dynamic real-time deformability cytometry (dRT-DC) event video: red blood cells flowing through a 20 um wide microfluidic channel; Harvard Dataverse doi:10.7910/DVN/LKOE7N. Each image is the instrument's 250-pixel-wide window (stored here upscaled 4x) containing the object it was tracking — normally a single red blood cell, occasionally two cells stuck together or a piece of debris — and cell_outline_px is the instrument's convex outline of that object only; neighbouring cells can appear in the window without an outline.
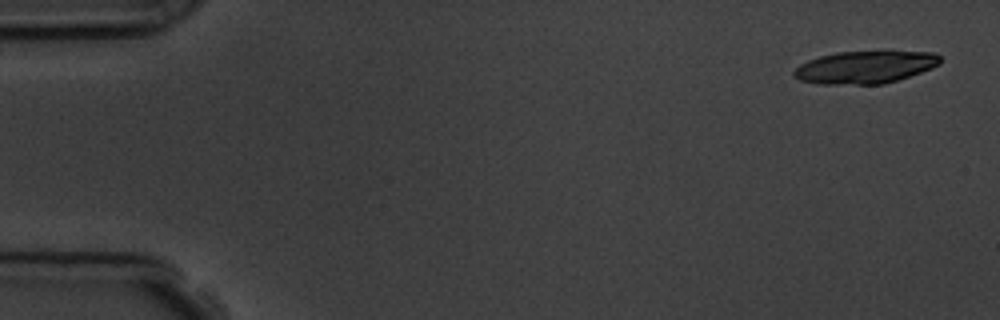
{"species": "common noctule bat (a hibernating species)", "species_latin": "Nyctalus noctula", "temperature_condition": "room temperature", "stored_images_in_passage": 5, "camera_frame_rate_fps": 3000, "um_per_image_px": 0.085, "animal": {"sex": "male", "body_mass_g": 19.5, "forearm_length_mm": 54.6}, "frame": {"image": 1, "passage_image": 1, "time_ms": 0.0, "image_size_px": [1000, 320], "cell_outline_px": [[940, 64], [932, 68], [884, 84], [820, 84], [800, 80], [792, 76], [792, 72], [800, 64], [808, 60], [820, 56], [836, 52], [892, 48], [932, 52], [940, 56]], "centroid_in_image_um": [73.57, 5.65], "position_along_channel_um": 11.4, "area_um2": 28.78}}